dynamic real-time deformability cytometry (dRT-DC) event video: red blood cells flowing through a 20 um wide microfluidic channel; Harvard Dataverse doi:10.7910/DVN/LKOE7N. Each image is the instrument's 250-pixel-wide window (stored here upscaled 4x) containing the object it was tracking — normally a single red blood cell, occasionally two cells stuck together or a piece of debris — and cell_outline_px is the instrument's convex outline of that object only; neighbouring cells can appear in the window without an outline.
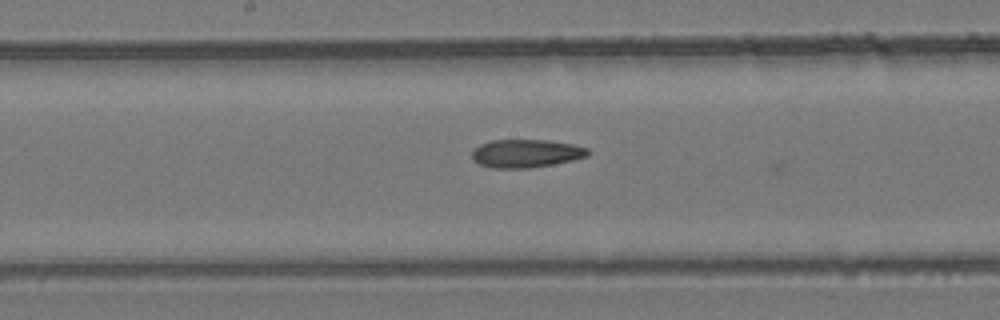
{"species": "common noctule bat (a hibernating species)", "species_latin": "Nyctalus noctula", "temperature_condition": "room temperature", "stored_images_in_passage": 24, "camera_frame_rate_fps": 3000, "um_per_image_px": 0.085, "animal": {"sex": "female", "body_mass_g": 24.6, "forearm_length_mm": 56.2}, "frame": {"image": 1, "passage_image": 13, "time_ms": 4.0, "image_size_px": [1000, 320], "cell_outline_px": [[592, 152], [588, 156], [572, 160], [552, 164], [528, 168], [488, 168], [472, 160], [472, 152], [480, 144], [492, 140], [548, 140], [572, 144], [588, 148]], "centroid_in_image_um": [44.72, 13.04], "position_along_channel_um": 203.5, "area_um2": 19.07}}
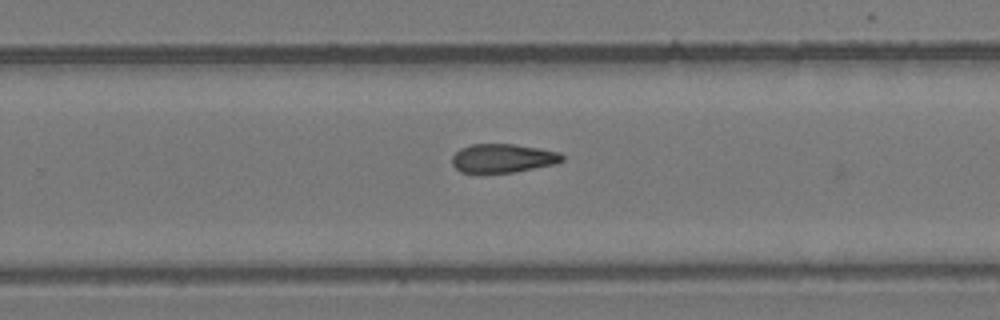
{"frame": {"image": 2, "passage_image": 18, "time_ms": 5.667, "image_size_px": [1000, 320], "cell_outline_px": [[564, 160], [556, 164], [512, 172], [460, 172], [452, 164], [452, 156], [460, 148], [472, 144], [512, 144], [540, 148], [560, 152], [564, 156]], "centroid_in_image_um": [42.76, 13.44], "position_along_channel_um": 287.0, "area_um2": 18.38}}
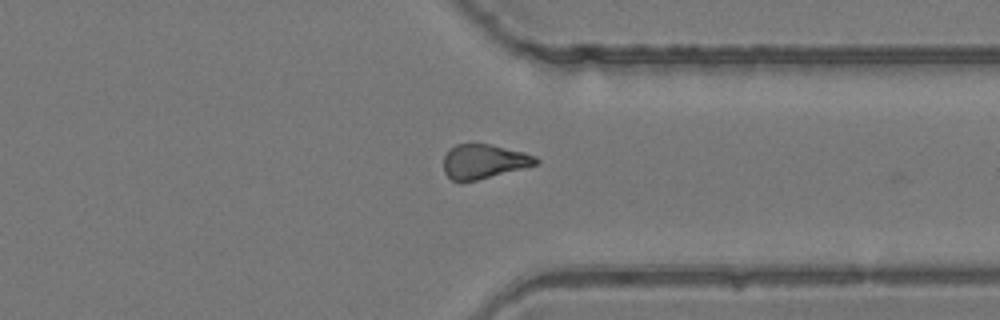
{"frame": {"image": 3, "passage_image": 23, "time_ms": 7.333, "image_size_px": [1000, 320], "cell_outline_px": [[540, 160], [536, 164], [476, 180], [452, 180], [444, 172], [444, 156], [448, 148], [456, 144], [492, 144], [524, 152], [536, 156]], "centroid_in_image_um": [41.11, 13.69], "position_along_channel_um": 370.3, "area_um2": 18.21}}